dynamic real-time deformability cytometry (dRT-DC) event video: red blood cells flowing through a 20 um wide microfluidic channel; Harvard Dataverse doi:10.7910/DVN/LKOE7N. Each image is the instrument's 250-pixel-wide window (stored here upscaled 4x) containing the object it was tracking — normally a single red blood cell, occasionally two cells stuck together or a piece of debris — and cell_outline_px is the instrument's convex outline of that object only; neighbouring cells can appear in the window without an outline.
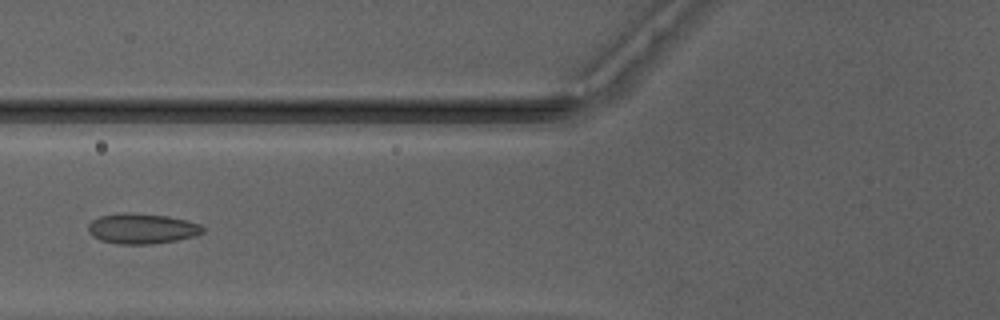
{"species": "Egyptian fruit bat (a non-hibernating species)", "species_latin": "Rousettus aegyptiacus", "temperature_condition": "warm", "stored_images_in_passage": 48, "camera_frame_rate_fps": 3000, "um_per_image_px": 0.085, "animal": {"sex": "male"}, "frame": {"image": 1, "passage_image": 19, "time_ms": 6.0, "image_size_px": [1000, 320], "cell_outline_px": [[204, 232], [196, 236], [176, 240], [152, 244], [116, 244], [100, 240], [92, 236], [88, 232], [88, 224], [92, 220], [100, 216], [124, 212], [132, 212], [168, 216], [200, 224], [204, 228]], "centroid_in_image_um": [12.04, 19.43], "position_along_channel_um": 113.8, "area_um2": 20.4}}
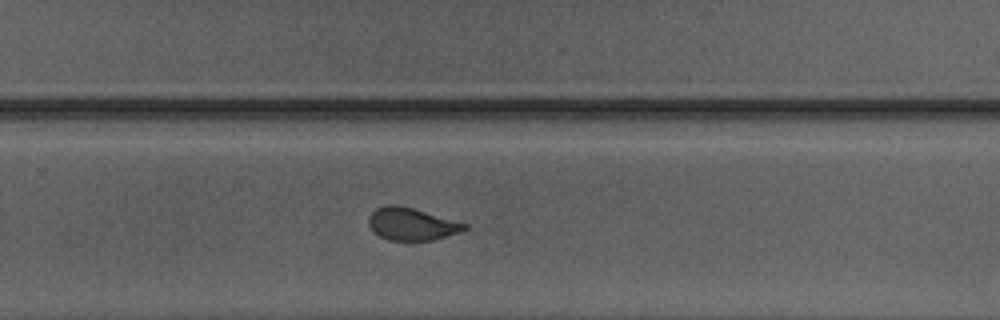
{"frame": {"image": 2, "passage_image": 32, "time_ms": 10.333, "image_size_px": [1000, 320], "cell_outline_px": [[468, 228], [432, 240], [388, 240], [380, 236], [368, 224], [368, 216], [376, 208], [388, 204], [400, 204], [468, 224]], "centroid_in_image_um": [34.95, 19.01], "position_along_channel_um": 294.8, "area_um2": 17.92}}
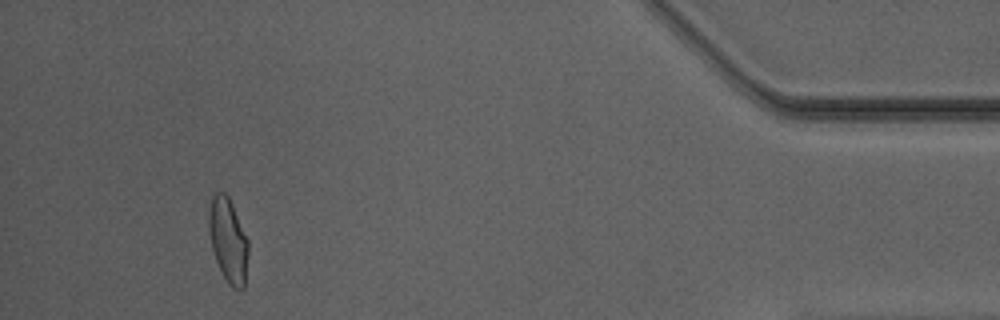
{"frame": {"image": 3, "passage_image": 45, "time_ms": 14.667, "image_size_px": [1000, 320], "cell_outline_px": [[248, 252], [244, 288], [232, 288], [228, 284], [216, 260], [212, 248], [208, 232], [208, 208], [212, 196], [216, 192], [224, 192], [228, 196], [232, 204], [248, 240]], "centroid_in_image_um": [19.37, 20.39], "position_along_channel_um": 415.8, "area_um2": 19.31}}